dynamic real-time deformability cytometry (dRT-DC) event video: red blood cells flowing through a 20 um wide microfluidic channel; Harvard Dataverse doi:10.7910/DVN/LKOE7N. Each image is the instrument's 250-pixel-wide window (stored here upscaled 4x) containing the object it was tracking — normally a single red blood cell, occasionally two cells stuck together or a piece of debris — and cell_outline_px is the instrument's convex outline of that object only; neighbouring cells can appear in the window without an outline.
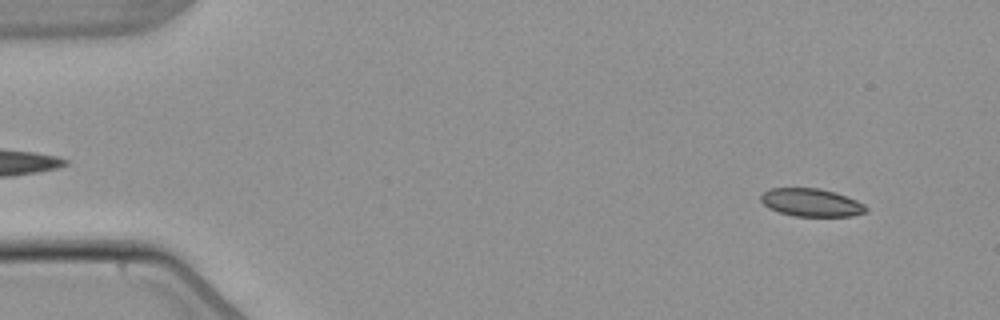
{"species": "common noctule bat (a hibernating species)", "species_latin": "Nyctalus noctula", "temperature_condition": "warm", "stored_images_in_passage": 53, "camera_frame_rate_fps": 3000, "um_per_image_px": 0.085, "animal": {"sex": "male", "body_mass_g": 21.5, "forearm_length_mm": 52.0}, "frame": {"image": 1, "passage_image": 4, "time_ms": 1.0, "image_size_px": [1000, 320], "cell_outline_px": [[868, 208], [864, 212], [852, 216], [796, 216], [780, 212], [768, 208], [760, 200], [760, 196], [768, 188], [820, 188], [836, 192], [856, 200], [864, 204]], "centroid_in_image_um": [68.94, 17.2], "position_along_channel_um": 16.1, "area_um2": 17.11}}
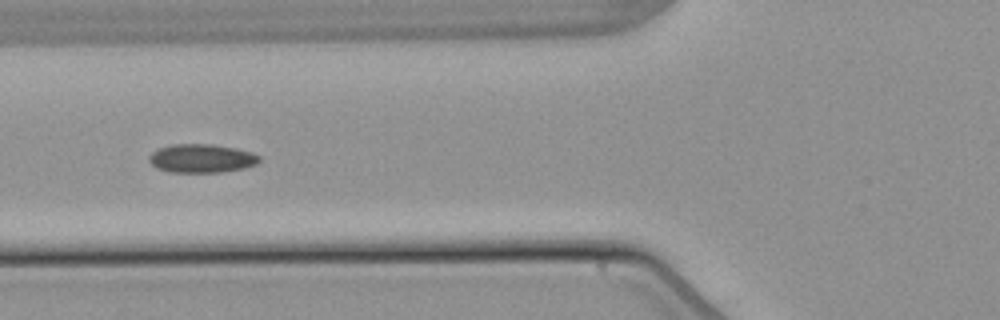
{"frame": {"image": 2, "passage_image": 20, "time_ms": 6.333, "image_size_px": [1000, 320], "cell_outline_px": [[260, 160], [256, 164], [244, 168], [220, 172], [168, 172], [156, 168], [148, 160], [148, 156], [152, 152], [160, 148], [172, 144], [212, 144], [236, 148], [252, 152], [260, 156]], "centroid_in_image_um": [17.13, 13.46], "position_along_channel_um": 108.7, "area_um2": 18.44}}
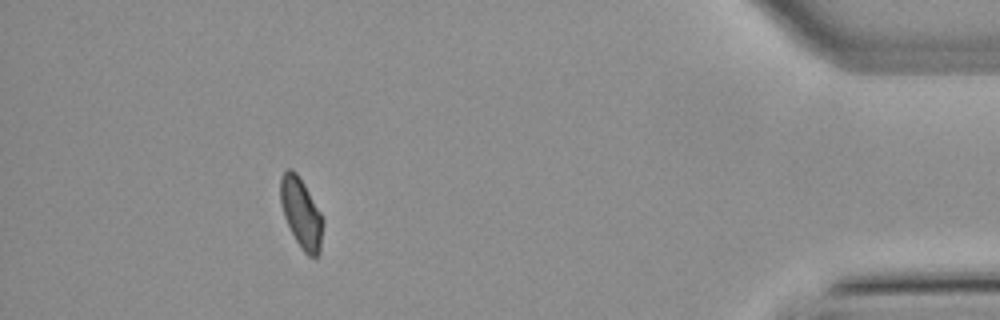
{"frame": {"image": 3, "passage_image": 48, "time_ms": 15.667, "image_size_px": [1000, 320], "cell_outline_px": [[324, 224], [320, 252], [316, 256], [308, 256], [300, 248], [284, 216], [280, 204], [280, 176], [288, 168], [292, 168], [296, 172], [304, 184], [320, 212], [324, 220]], "centroid_in_image_um": [25.6, 18.11], "position_along_channel_um": 409.6, "area_um2": 17.34}, "authors_computed_cell_mechanics": {"area_um2": 17.8602, "velocity_mm_per_s": 3.8272, "shape_relaxation_time_tau1_ms": null, "shape_relaxation_time_tau2_ms": 4.2171, "deformation_change_tau1": null, "deformation_change_tau2": 0.072}}